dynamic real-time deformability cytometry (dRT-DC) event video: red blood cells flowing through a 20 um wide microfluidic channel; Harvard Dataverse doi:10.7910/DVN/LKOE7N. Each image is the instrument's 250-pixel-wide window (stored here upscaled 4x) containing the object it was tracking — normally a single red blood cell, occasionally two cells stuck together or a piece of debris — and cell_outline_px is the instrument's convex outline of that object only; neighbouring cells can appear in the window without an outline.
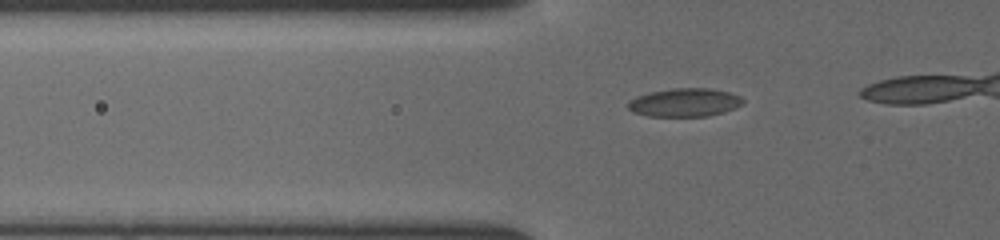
{"species": "common noctule bat (a hibernating species)", "species_latin": "Nyctalus noctula", "temperature_condition": "cold", "stored_images_in_passage": 15, "camera_frame_rate_fps": 3000, "um_per_image_px": 0.085, "animal": {"sex": "female", "body_mass_g": 19.5, "forearm_length_mm": 54.1}, "frame": {"image": 1, "passage_image": 9, "time_ms": 2.667, "image_size_px": [1000, 240], "cell_outline_px": [[744, 104], [736, 108], [724, 112], [708, 116], [648, 116], [632, 112], [628, 108], [628, 100], [636, 96], [648, 92], [672, 88], [712, 88], [728, 92], [740, 96], [744, 100]], "centroid_in_image_um": [58.19, 8.7], "position_along_channel_um": 67.6, "area_um2": 19.25}}
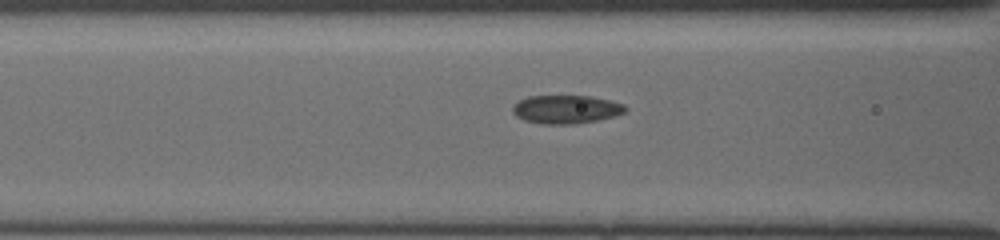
{"frame": {"image": 2, "passage_image": 13, "time_ms": 4.0, "image_size_px": [1000, 240], "cell_outline_px": [[628, 108], [624, 112], [616, 116], [576, 124], [544, 124], [524, 120], [516, 116], [512, 112], [512, 108], [520, 100], [528, 96], [592, 96], [624, 104]], "centroid_in_image_um": [48.13, 9.29], "position_along_channel_um": 118.5, "area_um2": 18.61}}